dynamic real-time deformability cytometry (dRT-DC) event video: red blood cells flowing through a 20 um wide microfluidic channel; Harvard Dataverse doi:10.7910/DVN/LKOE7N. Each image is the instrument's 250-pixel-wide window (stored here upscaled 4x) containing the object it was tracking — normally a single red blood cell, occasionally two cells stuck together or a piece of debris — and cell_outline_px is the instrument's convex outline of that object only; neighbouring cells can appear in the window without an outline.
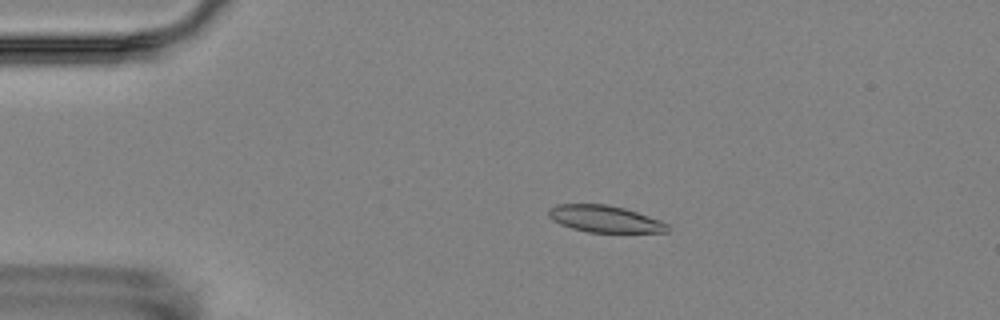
{"species": "Egyptian fruit bat (a non-hibernating species)", "species_latin": "Rousettus aegyptiacus", "temperature_condition": "room temperature", "stored_images_in_passage": 8, "camera_frame_rate_fps": 3000, "um_per_image_px": 0.085, "animal": {"sex": "female"}, "frame": {"image": 1, "passage_image": 3, "time_ms": 2.333, "image_size_px": [1000, 320], "cell_outline_px": [[672, 228], [668, 232], [588, 232], [572, 228], [560, 224], [552, 220], [548, 216], [548, 208], [556, 204], [604, 204], [624, 208], [660, 220], [668, 224]], "centroid_in_image_um": [51.4, 18.61], "position_along_channel_um": 33.6, "area_um2": 18.61}}
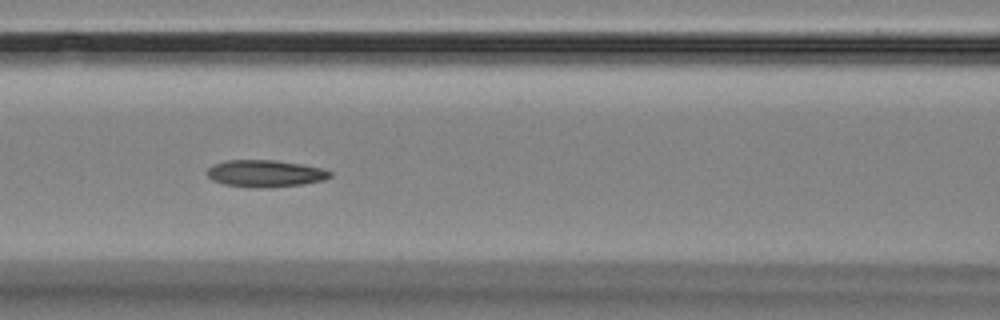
{"frame": {"image": 2, "passage_image": 6, "time_ms": 6.667, "image_size_px": [1000, 320], "cell_outline_px": [[332, 176], [324, 180], [304, 184], [260, 188], [224, 184], [212, 180], [208, 176], [208, 168], [212, 164], [224, 160], [276, 160], [300, 164], [320, 168], [332, 172]], "centroid_in_image_um": [22.53, 14.74], "position_along_channel_um": 144.1, "area_um2": 19.25}}
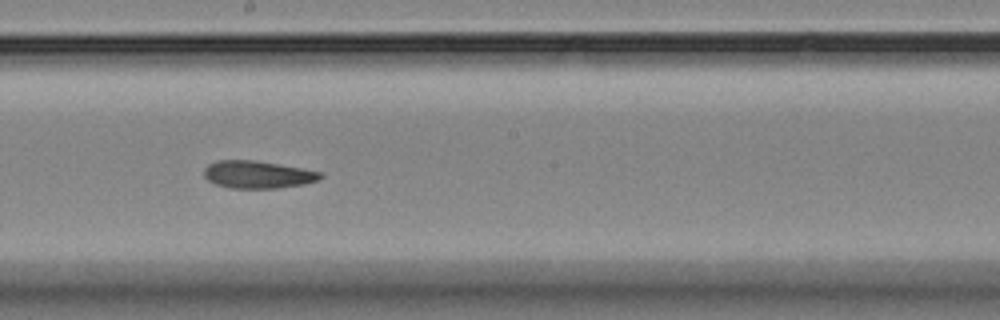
{"frame": {"image": 3, "passage_image": 8, "time_ms": 9.0, "image_size_px": [1000, 320], "cell_outline_px": [[324, 176], [320, 180], [304, 184], [276, 188], [232, 188], [216, 184], [208, 180], [204, 176], [204, 168], [208, 164], [216, 160], [252, 160], [304, 168], [320, 172]], "centroid_in_image_um": [21.91, 14.83], "position_along_channel_um": 226.3, "area_um2": 18.67}}